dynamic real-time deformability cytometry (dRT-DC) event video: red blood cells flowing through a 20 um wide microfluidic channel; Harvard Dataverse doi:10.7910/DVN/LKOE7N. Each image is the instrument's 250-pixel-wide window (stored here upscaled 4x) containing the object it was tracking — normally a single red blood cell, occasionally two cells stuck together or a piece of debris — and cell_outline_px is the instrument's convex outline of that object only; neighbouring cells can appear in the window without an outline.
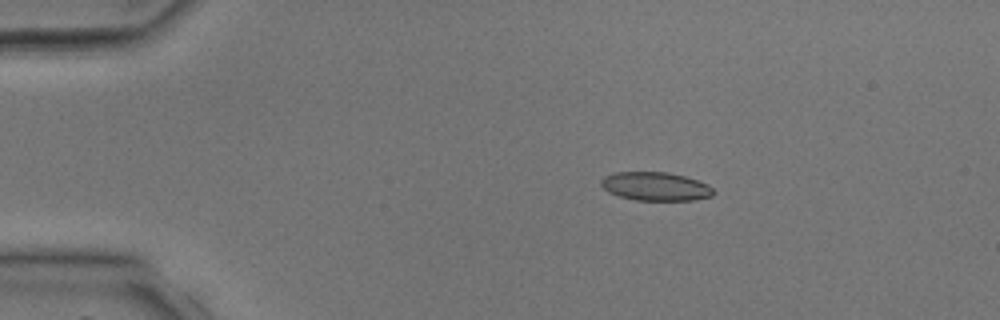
{"species": "common noctule bat (a hibernating species)", "species_latin": "Nyctalus noctula", "temperature_condition": "room temperature", "stored_images_in_passage": 34, "camera_frame_rate_fps": 3000, "um_per_image_px": 0.085, "animal": {"sex": "male", "body_mass_g": 17.9, "forearm_length_mm": 54.2}, "frame": {"image": 1, "passage_image": 2, "time_ms": 0.333, "image_size_px": [1000, 320], "cell_outline_px": [[716, 192], [712, 196], [692, 200], [636, 200], [620, 196], [608, 192], [600, 184], [600, 180], [604, 176], [616, 172], [668, 172], [684, 176], [708, 184]], "centroid_in_image_um": [55.72, 15.84], "position_along_channel_um": 29.3, "area_um2": 18.67}}
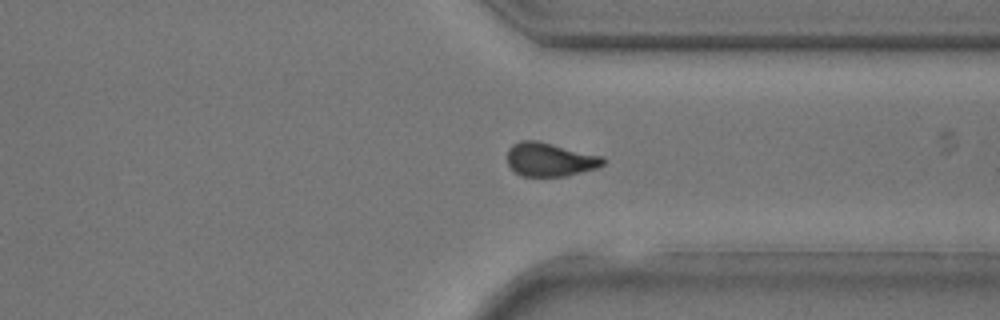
{"frame": {"image": 2, "passage_image": 25, "time_ms": 8.0, "image_size_px": [1000, 320], "cell_outline_px": [[604, 164], [596, 168], [564, 176], [520, 176], [508, 164], [508, 148], [512, 144], [520, 140], [536, 140], [604, 156]], "centroid_in_image_um": [46.73, 13.55], "position_along_channel_um": 364.7, "area_um2": 18.73}}
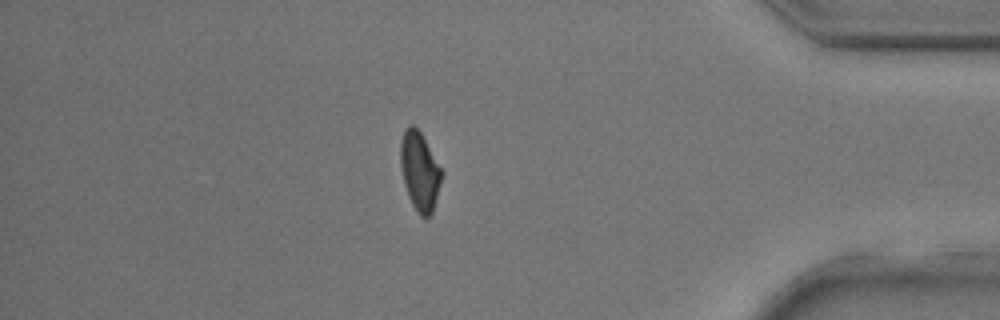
{"frame": {"image": 3, "passage_image": 29, "time_ms": 9.333, "image_size_px": [1000, 320], "cell_outline_px": [[444, 172], [432, 212], [428, 216], [420, 216], [416, 212], [408, 196], [404, 184], [400, 164], [400, 140], [404, 128], [408, 124], [412, 124], [420, 132]], "centroid_in_image_um": [35.66, 14.52], "position_along_channel_um": 399.5, "area_um2": 18.96}}